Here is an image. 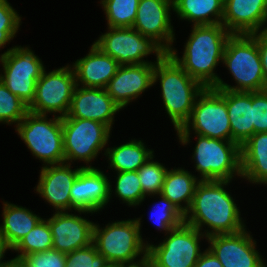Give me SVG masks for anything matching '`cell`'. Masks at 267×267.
Returning <instances> with one entry per match:
<instances>
[{
	"label": "cell",
	"instance_id": "obj_1",
	"mask_svg": "<svg viewBox=\"0 0 267 267\" xmlns=\"http://www.w3.org/2000/svg\"><path fill=\"white\" fill-rule=\"evenodd\" d=\"M230 180L200 181L189 210L184 214V223L203 232L206 238L219 234L240 232L246 226L240 217L233 197L224 189Z\"/></svg>",
	"mask_w": 267,
	"mask_h": 267
},
{
	"label": "cell",
	"instance_id": "obj_2",
	"mask_svg": "<svg viewBox=\"0 0 267 267\" xmlns=\"http://www.w3.org/2000/svg\"><path fill=\"white\" fill-rule=\"evenodd\" d=\"M232 34L222 25H193L182 58L174 48L168 54L204 88H213L220 77L214 70Z\"/></svg>",
	"mask_w": 267,
	"mask_h": 267
},
{
	"label": "cell",
	"instance_id": "obj_3",
	"mask_svg": "<svg viewBox=\"0 0 267 267\" xmlns=\"http://www.w3.org/2000/svg\"><path fill=\"white\" fill-rule=\"evenodd\" d=\"M158 80H160L165 111L175 130H178L189 120L195 100L204 87L168 53L155 64L153 85Z\"/></svg>",
	"mask_w": 267,
	"mask_h": 267
},
{
	"label": "cell",
	"instance_id": "obj_4",
	"mask_svg": "<svg viewBox=\"0 0 267 267\" xmlns=\"http://www.w3.org/2000/svg\"><path fill=\"white\" fill-rule=\"evenodd\" d=\"M222 62L237 85H228L220 78L214 89L234 92L267 89L257 41L251 35L232 34L227 40Z\"/></svg>",
	"mask_w": 267,
	"mask_h": 267
},
{
	"label": "cell",
	"instance_id": "obj_5",
	"mask_svg": "<svg viewBox=\"0 0 267 267\" xmlns=\"http://www.w3.org/2000/svg\"><path fill=\"white\" fill-rule=\"evenodd\" d=\"M228 117L226 90L204 88L195 100L189 120L176 130V134L182 145H187L191 140L190 129L196 135L232 141Z\"/></svg>",
	"mask_w": 267,
	"mask_h": 267
},
{
	"label": "cell",
	"instance_id": "obj_6",
	"mask_svg": "<svg viewBox=\"0 0 267 267\" xmlns=\"http://www.w3.org/2000/svg\"><path fill=\"white\" fill-rule=\"evenodd\" d=\"M141 218L115 221L105 228L94 223L92 243L99 254L105 256L110 264L135 263L138 257L147 256L148 242L145 243L140 232Z\"/></svg>",
	"mask_w": 267,
	"mask_h": 267
},
{
	"label": "cell",
	"instance_id": "obj_7",
	"mask_svg": "<svg viewBox=\"0 0 267 267\" xmlns=\"http://www.w3.org/2000/svg\"><path fill=\"white\" fill-rule=\"evenodd\" d=\"M47 116L28 111L15 129L33 156L45 166L65 162L62 118L55 115L48 120Z\"/></svg>",
	"mask_w": 267,
	"mask_h": 267
},
{
	"label": "cell",
	"instance_id": "obj_8",
	"mask_svg": "<svg viewBox=\"0 0 267 267\" xmlns=\"http://www.w3.org/2000/svg\"><path fill=\"white\" fill-rule=\"evenodd\" d=\"M192 159L200 181L230 180L242 177L241 146L233 141L197 135Z\"/></svg>",
	"mask_w": 267,
	"mask_h": 267
},
{
	"label": "cell",
	"instance_id": "obj_9",
	"mask_svg": "<svg viewBox=\"0 0 267 267\" xmlns=\"http://www.w3.org/2000/svg\"><path fill=\"white\" fill-rule=\"evenodd\" d=\"M3 74L0 80L27 106L34 97L36 82L45 67L42 60L29 47L15 46L0 55Z\"/></svg>",
	"mask_w": 267,
	"mask_h": 267
},
{
	"label": "cell",
	"instance_id": "obj_10",
	"mask_svg": "<svg viewBox=\"0 0 267 267\" xmlns=\"http://www.w3.org/2000/svg\"><path fill=\"white\" fill-rule=\"evenodd\" d=\"M103 53L115 59L119 65L157 63L167 52L152 38L140 34L132 27H108L93 43ZM156 54V62L143 58Z\"/></svg>",
	"mask_w": 267,
	"mask_h": 267
},
{
	"label": "cell",
	"instance_id": "obj_11",
	"mask_svg": "<svg viewBox=\"0 0 267 267\" xmlns=\"http://www.w3.org/2000/svg\"><path fill=\"white\" fill-rule=\"evenodd\" d=\"M110 131L105 124L94 120L62 118L65 162L80 160L87 164L84 168H92L89 163L108 144Z\"/></svg>",
	"mask_w": 267,
	"mask_h": 267
},
{
	"label": "cell",
	"instance_id": "obj_12",
	"mask_svg": "<svg viewBox=\"0 0 267 267\" xmlns=\"http://www.w3.org/2000/svg\"><path fill=\"white\" fill-rule=\"evenodd\" d=\"M204 236L195 227L183 223L167 233L158 245L149 243L147 256L153 267H194L203 253L199 243Z\"/></svg>",
	"mask_w": 267,
	"mask_h": 267
},
{
	"label": "cell",
	"instance_id": "obj_13",
	"mask_svg": "<svg viewBox=\"0 0 267 267\" xmlns=\"http://www.w3.org/2000/svg\"><path fill=\"white\" fill-rule=\"evenodd\" d=\"M66 65L46 73L45 69L36 82L35 97L28 106V111L35 114L59 113L67 115L71 99L76 88L73 67Z\"/></svg>",
	"mask_w": 267,
	"mask_h": 267
},
{
	"label": "cell",
	"instance_id": "obj_14",
	"mask_svg": "<svg viewBox=\"0 0 267 267\" xmlns=\"http://www.w3.org/2000/svg\"><path fill=\"white\" fill-rule=\"evenodd\" d=\"M208 249L223 267H267L256 250V241L246 228L233 234H219L208 238Z\"/></svg>",
	"mask_w": 267,
	"mask_h": 267
},
{
	"label": "cell",
	"instance_id": "obj_15",
	"mask_svg": "<svg viewBox=\"0 0 267 267\" xmlns=\"http://www.w3.org/2000/svg\"><path fill=\"white\" fill-rule=\"evenodd\" d=\"M108 177L99 169L82 168L70 189L71 210L95 213L104 208L112 194ZM111 192V193H110Z\"/></svg>",
	"mask_w": 267,
	"mask_h": 267
},
{
	"label": "cell",
	"instance_id": "obj_16",
	"mask_svg": "<svg viewBox=\"0 0 267 267\" xmlns=\"http://www.w3.org/2000/svg\"><path fill=\"white\" fill-rule=\"evenodd\" d=\"M171 9L173 10V0H140L132 26L140 34L152 38L167 53L175 40Z\"/></svg>",
	"mask_w": 267,
	"mask_h": 267
},
{
	"label": "cell",
	"instance_id": "obj_17",
	"mask_svg": "<svg viewBox=\"0 0 267 267\" xmlns=\"http://www.w3.org/2000/svg\"><path fill=\"white\" fill-rule=\"evenodd\" d=\"M120 109L106 89L76 86L69 111L61 118L94 120L105 124L111 130L115 121L114 115Z\"/></svg>",
	"mask_w": 267,
	"mask_h": 267
},
{
	"label": "cell",
	"instance_id": "obj_18",
	"mask_svg": "<svg viewBox=\"0 0 267 267\" xmlns=\"http://www.w3.org/2000/svg\"><path fill=\"white\" fill-rule=\"evenodd\" d=\"M84 166L71 169L70 163L43 166L36 192L42 196L56 212L71 211L70 189Z\"/></svg>",
	"mask_w": 267,
	"mask_h": 267
},
{
	"label": "cell",
	"instance_id": "obj_19",
	"mask_svg": "<svg viewBox=\"0 0 267 267\" xmlns=\"http://www.w3.org/2000/svg\"><path fill=\"white\" fill-rule=\"evenodd\" d=\"M53 248L69 253L92 244L94 222L67 211L55 212L48 219Z\"/></svg>",
	"mask_w": 267,
	"mask_h": 267
},
{
	"label": "cell",
	"instance_id": "obj_20",
	"mask_svg": "<svg viewBox=\"0 0 267 267\" xmlns=\"http://www.w3.org/2000/svg\"><path fill=\"white\" fill-rule=\"evenodd\" d=\"M155 63L120 65L105 88L122 109L153 86Z\"/></svg>",
	"mask_w": 267,
	"mask_h": 267
},
{
	"label": "cell",
	"instance_id": "obj_21",
	"mask_svg": "<svg viewBox=\"0 0 267 267\" xmlns=\"http://www.w3.org/2000/svg\"><path fill=\"white\" fill-rule=\"evenodd\" d=\"M267 16V0H224L222 25L231 34L260 32Z\"/></svg>",
	"mask_w": 267,
	"mask_h": 267
},
{
	"label": "cell",
	"instance_id": "obj_22",
	"mask_svg": "<svg viewBox=\"0 0 267 267\" xmlns=\"http://www.w3.org/2000/svg\"><path fill=\"white\" fill-rule=\"evenodd\" d=\"M120 65L111 56L103 53L94 44L89 53L73 63L76 85L88 88L105 89L115 76Z\"/></svg>",
	"mask_w": 267,
	"mask_h": 267
},
{
	"label": "cell",
	"instance_id": "obj_23",
	"mask_svg": "<svg viewBox=\"0 0 267 267\" xmlns=\"http://www.w3.org/2000/svg\"><path fill=\"white\" fill-rule=\"evenodd\" d=\"M232 141L240 146L254 134L252 92L226 90Z\"/></svg>",
	"mask_w": 267,
	"mask_h": 267
},
{
	"label": "cell",
	"instance_id": "obj_24",
	"mask_svg": "<svg viewBox=\"0 0 267 267\" xmlns=\"http://www.w3.org/2000/svg\"><path fill=\"white\" fill-rule=\"evenodd\" d=\"M242 177L267 185V132L255 133L241 145Z\"/></svg>",
	"mask_w": 267,
	"mask_h": 267
},
{
	"label": "cell",
	"instance_id": "obj_25",
	"mask_svg": "<svg viewBox=\"0 0 267 267\" xmlns=\"http://www.w3.org/2000/svg\"><path fill=\"white\" fill-rule=\"evenodd\" d=\"M3 223L0 225V236L13 249L42 219L26 207L12 203H3Z\"/></svg>",
	"mask_w": 267,
	"mask_h": 267
},
{
	"label": "cell",
	"instance_id": "obj_26",
	"mask_svg": "<svg viewBox=\"0 0 267 267\" xmlns=\"http://www.w3.org/2000/svg\"><path fill=\"white\" fill-rule=\"evenodd\" d=\"M199 182L198 177L183 168L167 170L161 194L185 214L191 206Z\"/></svg>",
	"mask_w": 267,
	"mask_h": 267
},
{
	"label": "cell",
	"instance_id": "obj_27",
	"mask_svg": "<svg viewBox=\"0 0 267 267\" xmlns=\"http://www.w3.org/2000/svg\"><path fill=\"white\" fill-rule=\"evenodd\" d=\"M173 11L192 25L222 24L224 0H173Z\"/></svg>",
	"mask_w": 267,
	"mask_h": 267
},
{
	"label": "cell",
	"instance_id": "obj_28",
	"mask_svg": "<svg viewBox=\"0 0 267 267\" xmlns=\"http://www.w3.org/2000/svg\"><path fill=\"white\" fill-rule=\"evenodd\" d=\"M153 150L146 148L141 140H132L118 147L105 149L111 169L116 172L137 171L150 157Z\"/></svg>",
	"mask_w": 267,
	"mask_h": 267
},
{
	"label": "cell",
	"instance_id": "obj_29",
	"mask_svg": "<svg viewBox=\"0 0 267 267\" xmlns=\"http://www.w3.org/2000/svg\"><path fill=\"white\" fill-rule=\"evenodd\" d=\"M53 248V237L48 219H41L12 249L20 253L13 260L20 261L25 255L44 252Z\"/></svg>",
	"mask_w": 267,
	"mask_h": 267
},
{
	"label": "cell",
	"instance_id": "obj_30",
	"mask_svg": "<svg viewBox=\"0 0 267 267\" xmlns=\"http://www.w3.org/2000/svg\"><path fill=\"white\" fill-rule=\"evenodd\" d=\"M140 0H101L108 27H132Z\"/></svg>",
	"mask_w": 267,
	"mask_h": 267
},
{
	"label": "cell",
	"instance_id": "obj_31",
	"mask_svg": "<svg viewBox=\"0 0 267 267\" xmlns=\"http://www.w3.org/2000/svg\"><path fill=\"white\" fill-rule=\"evenodd\" d=\"M115 194L129 207L139 205L145 195L137 171L117 172Z\"/></svg>",
	"mask_w": 267,
	"mask_h": 267
},
{
	"label": "cell",
	"instance_id": "obj_32",
	"mask_svg": "<svg viewBox=\"0 0 267 267\" xmlns=\"http://www.w3.org/2000/svg\"><path fill=\"white\" fill-rule=\"evenodd\" d=\"M150 157L138 170L139 182L145 196H153L161 194L164 178L168 168L163 164L153 161Z\"/></svg>",
	"mask_w": 267,
	"mask_h": 267
},
{
	"label": "cell",
	"instance_id": "obj_33",
	"mask_svg": "<svg viewBox=\"0 0 267 267\" xmlns=\"http://www.w3.org/2000/svg\"><path fill=\"white\" fill-rule=\"evenodd\" d=\"M27 112L28 106L0 80V123L17 125Z\"/></svg>",
	"mask_w": 267,
	"mask_h": 267
},
{
	"label": "cell",
	"instance_id": "obj_34",
	"mask_svg": "<svg viewBox=\"0 0 267 267\" xmlns=\"http://www.w3.org/2000/svg\"><path fill=\"white\" fill-rule=\"evenodd\" d=\"M159 196L161 197L160 203L154 205V209H152L154 212L151 211V217L153 222L157 224L158 230H165L167 234L184 223V213L162 194Z\"/></svg>",
	"mask_w": 267,
	"mask_h": 267
},
{
	"label": "cell",
	"instance_id": "obj_35",
	"mask_svg": "<svg viewBox=\"0 0 267 267\" xmlns=\"http://www.w3.org/2000/svg\"><path fill=\"white\" fill-rule=\"evenodd\" d=\"M110 263L94 244L66 253L65 267H107Z\"/></svg>",
	"mask_w": 267,
	"mask_h": 267
},
{
	"label": "cell",
	"instance_id": "obj_36",
	"mask_svg": "<svg viewBox=\"0 0 267 267\" xmlns=\"http://www.w3.org/2000/svg\"><path fill=\"white\" fill-rule=\"evenodd\" d=\"M21 17L7 0H0V50L18 32Z\"/></svg>",
	"mask_w": 267,
	"mask_h": 267
},
{
	"label": "cell",
	"instance_id": "obj_37",
	"mask_svg": "<svg viewBox=\"0 0 267 267\" xmlns=\"http://www.w3.org/2000/svg\"><path fill=\"white\" fill-rule=\"evenodd\" d=\"M24 267H65L66 253L54 248L25 255L19 261Z\"/></svg>",
	"mask_w": 267,
	"mask_h": 267
},
{
	"label": "cell",
	"instance_id": "obj_38",
	"mask_svg": "<svg viewBox=\"0 0 267 267\" xmlns=\"http://www.w3.org/2000/svg\"><path fill=\"white\" fill-rule=\"evenodd\" d=\"M254 134L267 132V89L252 92Z\"/></svg>",
	"mask_w": 267,
	"mask_h": 267
},
{
	"label": "cell",
	"instance_id": "obj_39",
	"mask_svg": "<svg viewBox=\"0 0 267 267\" xmlns=\"http://www.w3.org/2000/svg\"><path fill=\"white\" fill-rule=\"evenodd\" d=\"M250 35L257 41L264 77L267 84V34L260 31Z\"/></svg>",
	"mask_w": 267,
	"mask_h": 267
},
{
	"label": "cell",
	"instance_id": "obj_40",
	"mask_svg": "<svg viewBox=\"0 0 267 267\" xmlns=\"http://www.w3.org/2000/svg\"><path fill=\"white\" fill-rule=\"evenodd\" d=\"M194 267H223L216 256L207 248Z\"/></svg>",
	"mask_w": 267,
	"mask_h": 267
},
{
	"label": "cell",
	"instance_id": "obj_41",
	"mask_svg": "<svg viewBox=\"0 0 267 267\" xmlns=\"http://www.w3.org/2000/svg\"><path fill=\"white\" fill-rule=\"evenodd\" d=\"M9 249L12 250V248L8 245V243L0 236V267H9L12 264L13 259L2 261V259L5 256L4 253Z\"/></svg>",
	"mask_w": 267,
	"mask_h": 267
},
{
	"label": "cell",
	"instance_id": "obj_42",
	"mask_svg": "<svg viewBox=\"0 0 267 267\" xmlns=\"http://www.w3.org/2000/svg\"><path fill=\"white\" fill-rule=\"evenodd\" d=\"M140 261L131 264H121V267H153L148 256H141Z\"/></svg>",
	"mask_w": 267,
	"mask_h": 267
},
{
	"label": "cell",
	"instance_id": "obj_43",
	"mask_svg": "<svg viewBox=\"0 0 267 267\" xmlns=\"http://www.w3.org/2000/svg\"><path fill=\"white\" fill-rule=\"evenodd\" d=\"M9 267H19V261L13 260L12 264Z\"/></svg>",
	"mask_w": 267,
	"mask_h": 267
},
{
	"label": "cell",
	"instance_id": "obj_44",
	"mask_svg": "<svg viewBox=\"0 0 267 267\" xmlns=\"http://www.w3.org/2000/svg\"><path fill=\"white\" fill-rule=\"evenodd\" d=\"M265 23H267V16H266V20H265ZM264 34H267V26L263 27V29L261 30Z\"/></svg>",
	"mask_w": 267,
	"mask_h": 267
},
{
	"label": "cell",
	"instance_id": "obj_45",
	"mask_svg": "<svg viewBox=\"0 0 267 267\" xmlns=\"http://www.w3.org/2000/svg\"><path fill=\"white\" fill-rule=\"evenodd\" d=\"M107 267H121V264H109Z\"/></svg>",
	"mask_w": 267,
	"mask_h": 267
}]
</instances>
